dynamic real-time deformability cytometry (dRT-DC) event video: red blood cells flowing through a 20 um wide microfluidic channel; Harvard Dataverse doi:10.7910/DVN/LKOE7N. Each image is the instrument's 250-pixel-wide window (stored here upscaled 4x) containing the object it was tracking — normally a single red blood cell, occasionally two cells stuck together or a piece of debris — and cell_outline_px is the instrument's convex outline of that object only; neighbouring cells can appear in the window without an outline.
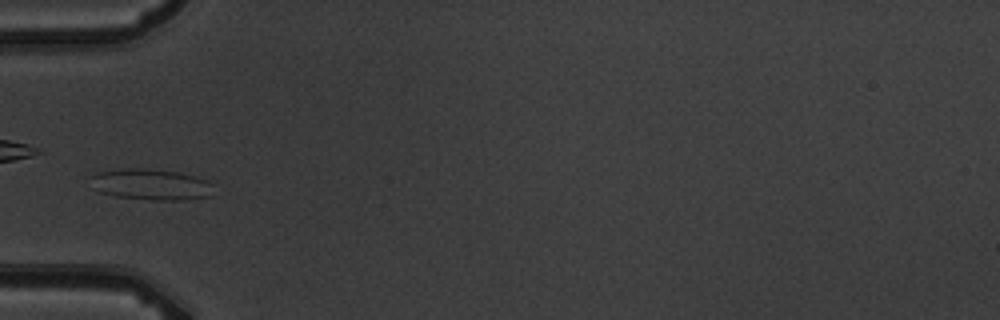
{"species": "common noctule bat (a hibernating species)", "species_latin": "Nyctalus noctula", "temperature_condition": "warm", "stored_images_in_passage": 9, "camera_frame_rate_fps": 3000, "um_per_image_px": 0.085, "animal": {"sex": "male", "body_mass_g": 19.5, "forearm_length_mm": 54.6}, "frame": {"image": 1, "passage_image": 6, "time_ms": 5.667, "image_size_px": [1000, 320], "cell_outline_px": [[212, 184], [208, 196], [188, 200], [156, 200], [116, 196], [100, 192], [92, 188], [88, 176], [96, 172], [124, 168], [140, 168], [176, 172], [208, 180]], "centroid_in_image_um": [12.74, 15.67], "position_along_channel_um": 72.3, "area_um2": 22.2}}
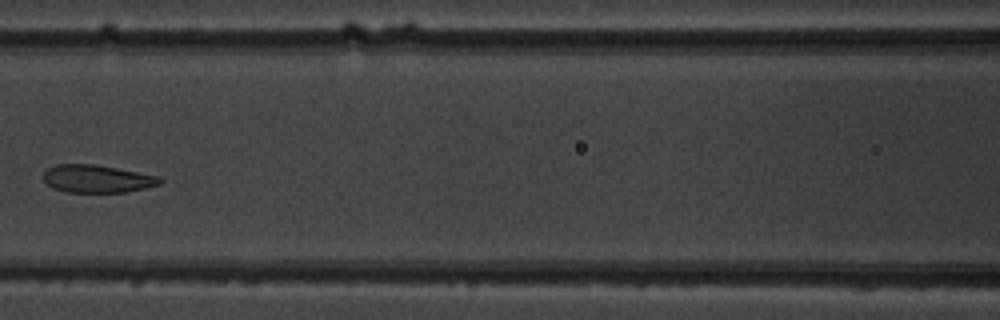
{"frame": {"image": 2, "passage_image": 8, "time_ms": 8.0, "image_size_px": [1000, 320], "cell_outline_px": [[164, 180], [160, 184], [144, 188], [124, 192], [64, 192], [52, 188], [44, 180], [44, 172], [48, 168], [56, 164], [96, 164], [160, 176]], "centroid_in_image_um": [8.26, 15.19], "position_along_channel_um": 158.3, "area_um2": 18.9}}
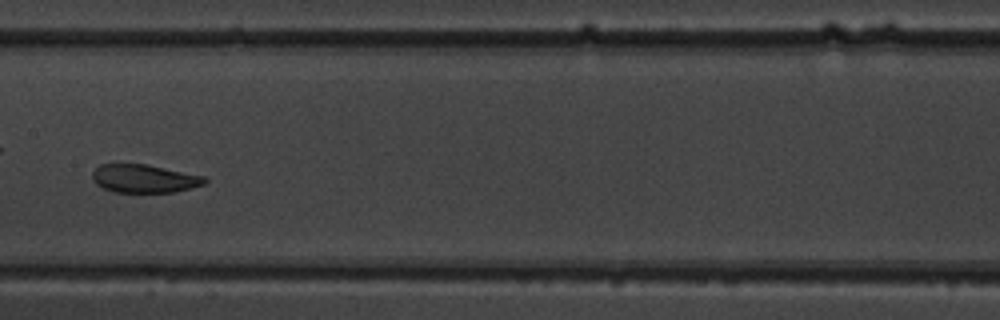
{"frame": {"image": 3, "passage_image": 9, "time_ms": 9.0, "image_size_px": [1000, 320], "cell_outline_px": [[208, 180], [204, 184], [192, 188], [172, 192], [112, 192], [96, 184], [92, 180], [92, 172], [100, 164], [144, 164], [204, 176]], "centroid_in_image_um": [12.24, 15.18], "position_along_channel_um": 195.2, "area_um2": 18.38}}